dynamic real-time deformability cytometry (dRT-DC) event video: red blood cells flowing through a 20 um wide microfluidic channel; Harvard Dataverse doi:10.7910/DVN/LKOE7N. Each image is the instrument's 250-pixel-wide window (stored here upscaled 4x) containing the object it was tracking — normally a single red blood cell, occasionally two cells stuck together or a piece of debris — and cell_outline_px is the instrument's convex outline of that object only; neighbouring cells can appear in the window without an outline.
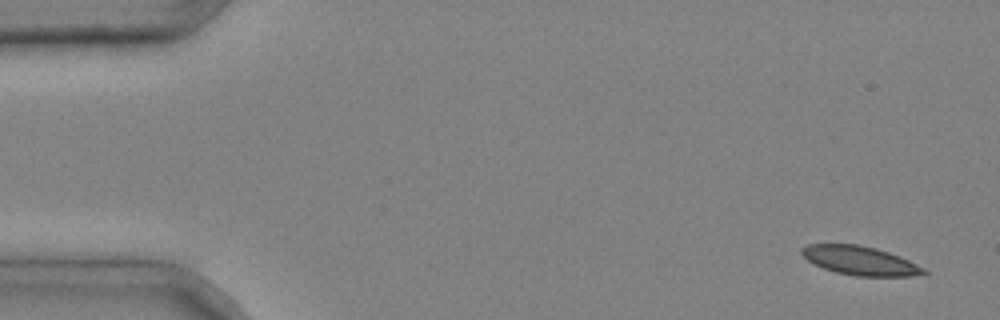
{"species": "common noctule bat (a hibernating species)", "species_latin": "Nyctalus noctula", "temperature_condition": "cold", "stored_images_in_passage": 4, "camera_frame_rate_fps": 3000, "um_per_image_px": 0.085, "animal": {"sex": "male", "body_mass_g": 20.4}, "frame": {"image": 1, "passage_image": 1, "time_ms": 0.0, "image_size_px": [1000, 320], "cell_outline_px": [[928, 272], [912, 276], [856, 276], [836, 272], [812, 264], [800, 252], [800, 248], [808, 244], [860, 244], [876, 248], [900, 256], [924, 268]], "centroid_in_image_um": [73.07, 22.14], "position_along_channel_um": 11.9, "area_um2": 20.52}}
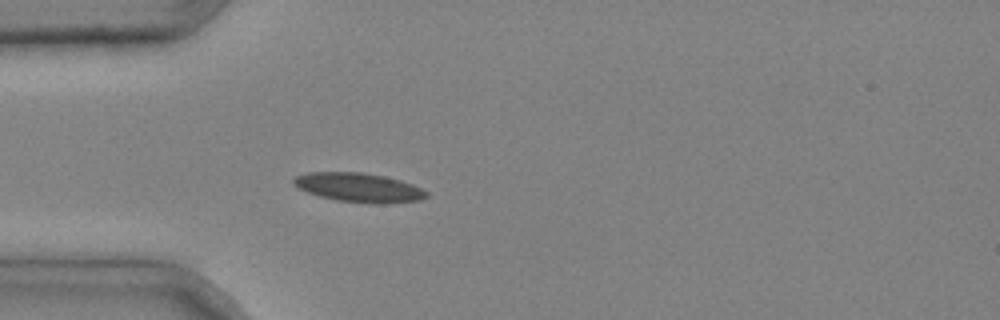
{"frame": {"image": 2, "passage_image": 4, "time_ms": 1.0, "image_size_px": [1000, 320], "cell_outline_px": [[428, 196], [420, 200], [388, 204], [376, 204], [336, 200], [320, 196], [308, 192], [292, 184], [292, 180], [296, 176], [308, 172], [360, 172], [384, 176], [400, 180], [412, 184], [428, 192]], "centroid_in_image_um": [30.51, 15.94], "position_along_channel_um": 54.5, "area_um2": 22.54}}